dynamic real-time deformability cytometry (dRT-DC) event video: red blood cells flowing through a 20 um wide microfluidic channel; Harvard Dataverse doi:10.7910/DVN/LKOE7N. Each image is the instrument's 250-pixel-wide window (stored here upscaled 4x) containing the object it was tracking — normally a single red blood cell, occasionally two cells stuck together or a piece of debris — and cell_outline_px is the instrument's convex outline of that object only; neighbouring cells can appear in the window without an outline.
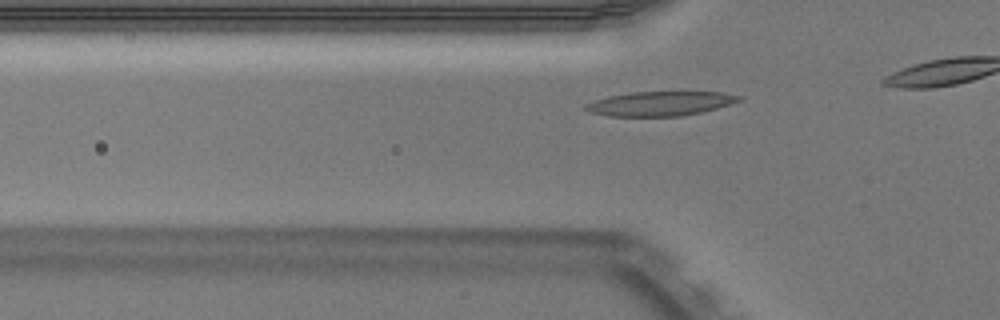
{"species": "Egyptian fruit bat (a non-hibernating species)", "species_latin": "Rousettus aegyptiacus", "temperature_condition": "warm", "stored_images_in_passage": 10, "camera_frame_rate_fps": 3000, "um_per_image_px": 0.085, "animal": {"sex": "male"}, "frame": {"image": 1, "passage_image": 4, "time_ms": 1.0, "image_size_px": [1000, 320], "cell_outline_px": [[744, 100], [716, 108], [700, 112], [680, 116], [608, 116], [592, 112], [584, 108], [584, 104], [608, 96], [632, 92], [724, 92], [744, 96]], "centroid_in_image_um": [56.17, 8.8], "position_along_channel_um": 69.6, "area_um2": 21.73}}